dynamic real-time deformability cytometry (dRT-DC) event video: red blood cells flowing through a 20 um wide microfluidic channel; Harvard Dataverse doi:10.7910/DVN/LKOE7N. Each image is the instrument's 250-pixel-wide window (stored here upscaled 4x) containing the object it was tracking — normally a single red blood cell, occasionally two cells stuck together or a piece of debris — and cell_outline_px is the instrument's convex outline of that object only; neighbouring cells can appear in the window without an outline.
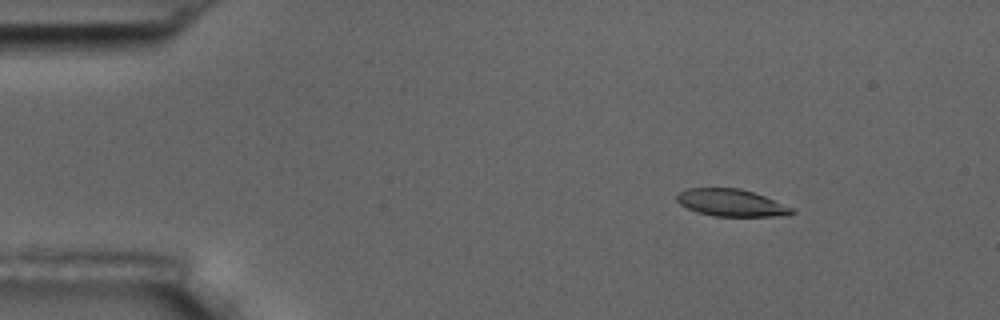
{"species": "common noctule bat (a hibernating species)", "species_latin": "Nyctalus noctula", "temperature_condition": "room temperature", "stored_images_in_passage": 56, "camera_frame_rate_fps": 3000, "um_per_image_px": 0.085, "animal": {"sex": "male", "body_mass_g": 17.5, "forearm_length_mm": 52.3}, "frame": {"image": 1, "passage_image": 8, "time_ms": 2.333, "image_size_px": [1000, 320], "cell_outline_px": [[796, 212], [788, 216], [712, 216], [696, 212], [680, 204], [676, 200], [676, 196], [680, 192], [688, 188], [740, 188], [764, 196], [792, 208]], "centroid_in_image_um": [62.14, 17.24], "position_along_channel_um": 22.9, "area_um2": 18.15}}
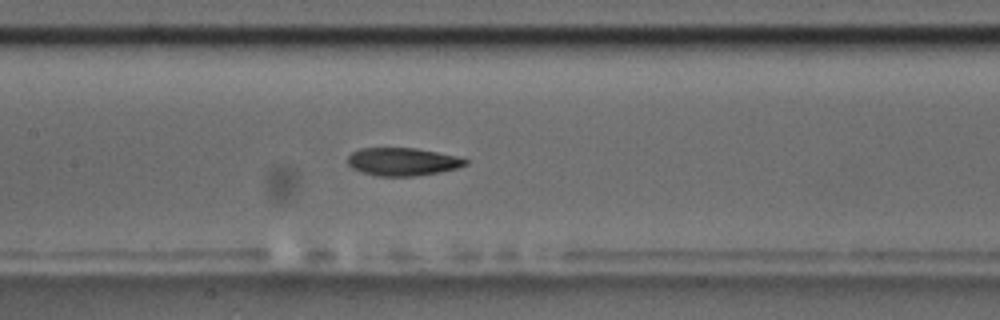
{"frame": {"image": 2, "passage_image": 27, "time_ms": 8.667, "image_size_px": [1000, 320], "cell_outline_px": [[468, 164], [456, 168], [440, 172], [416, 176], [376, 176], [360, 172], [352, 168], [348, 164], [348, 156], [352, 152], [360, 148], [416, 148], [456, 156], [468, 160]], "centroid_in_image_um": [34.19, 13.75], "position_along_channel_um": 173.2, "area_um2": 19.19}}
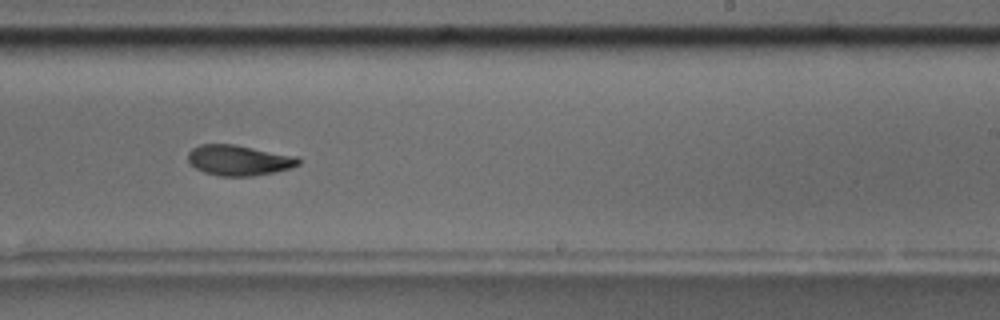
{"frame": {"image": 3, "passage_image": 35, "time_ms": 11.333, "image_size_px": [1000, 320], "cell_outline_px": [[300, 164], [276, 172], [252, 176], [220, 176], [204, 172], [196, 168], [188, 160], [188, 152], [192, 148], [200, 144], [232, 144], [296, 156], [300, 160]], "centroid_in_image_um": [20.28, 13.62], "position_along_channel_um": 268.7, "area_um2": 19.42}, "authors_computed_cell_mechanics": {"area_um2": 19.8543, "velocity_mm_per_s": 3.5963, "shape_relaxation_time_tau1_ms": 3.7888, "shape_relaxation_time_tau2_ms": 3.023, "deformation_change_tau1": 0.146, "deformation_change_tau2": 0.0951}}